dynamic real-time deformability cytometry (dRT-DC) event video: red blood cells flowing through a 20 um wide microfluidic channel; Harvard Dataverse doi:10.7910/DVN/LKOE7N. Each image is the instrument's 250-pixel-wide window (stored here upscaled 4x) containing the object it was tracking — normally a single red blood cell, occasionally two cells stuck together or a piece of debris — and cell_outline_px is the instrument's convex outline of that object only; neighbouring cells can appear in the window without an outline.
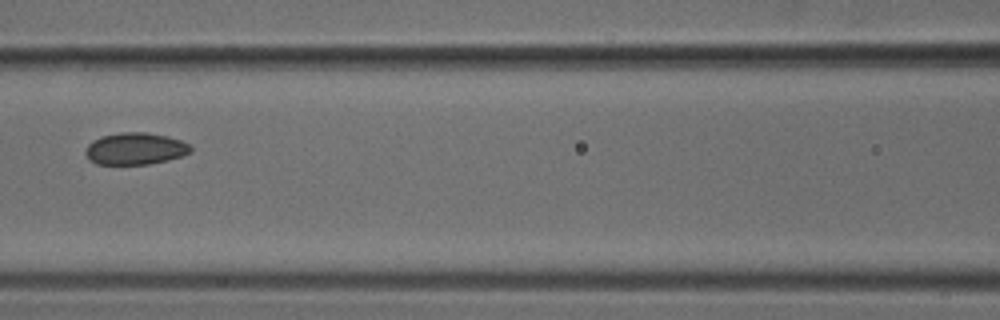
{"species": "common noctule bat (a hibernating species)", "species_latin": "Nyctalus noctula", "temperature_condition": "cold", "stored_images_in_passage": 8, "camera_frame_rate_fps": 3000, "um_per_image_px": 0.085, "animal": {"sex": "male", "body_mass_g": 18.8}, "frame": {"image": 1, "passage_image": 7, "time_ms": 2.0, "image_size_px": [1000, 320], "cell_outline_px": [[192, 152], [168, 160], [148, 164], [96, 164], [88, 156], [88, 144], [92, 140], [100, 136], [120, 132], [144, 132], [168, 136], [180, 140], [188, 144], [192, 148]], "centroid_in_image_um": [11.53, 12.62], "position_along_channel_um": 155.1, "area_um2": 19.36}}
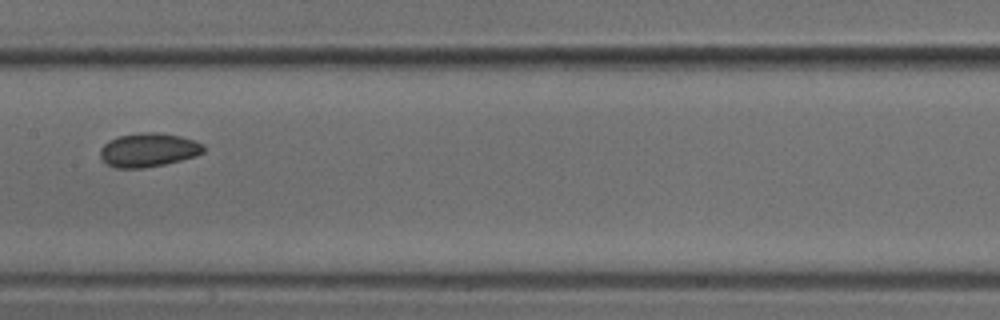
{"frame": {"image": 2, "passage_image": 8, "time_ms": 2.333, "image_size_px": [1000, 320], "cell_outline_px": [[204, 152], [196, 156], [164, 164], [144, 168], [116, 168], [108, 164], [100, 156], [100, 148], [108, 140], [120, 136], [144, 132], [156, 132], [180, 136], [204, 144]], "centroid_in_image_um": [12.61, 12.75], "position_along_channel_um": 194.8, "area_um2": 20.23}}